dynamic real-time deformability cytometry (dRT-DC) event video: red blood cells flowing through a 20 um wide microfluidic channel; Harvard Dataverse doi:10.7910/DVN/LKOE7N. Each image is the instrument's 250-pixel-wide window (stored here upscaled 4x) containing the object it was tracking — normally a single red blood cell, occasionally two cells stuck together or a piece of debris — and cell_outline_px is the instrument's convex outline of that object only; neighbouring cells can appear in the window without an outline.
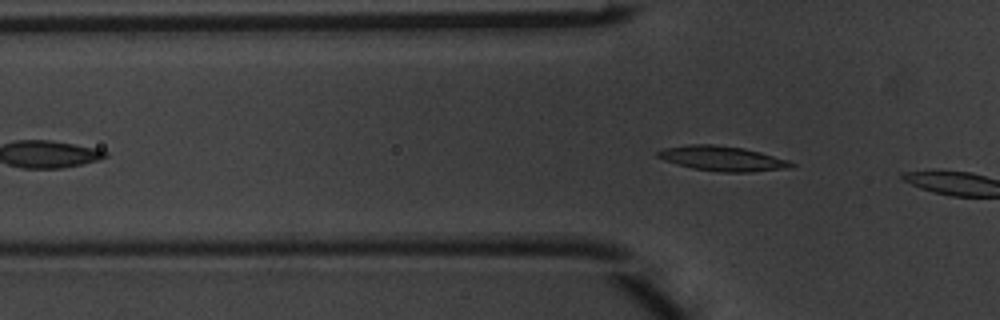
{"species": "common noctule bat (a hibernating species)", "species_latin": "Nyctalus noctula", "temperature_condition": "warm", "stored_images_in_passage": 3, "camera_frame_rate_fps": 3000, "um_per_image_px": 0.085, "animal": {"sex": "male", "body_mass_g": 20.1, "forearm_length_mm": 53.5}, "frame": {"image": 1, "passage_image": 3, "time_ms": 0.667, "image_size_px": [1000, 320], "cell_outline_px": [[796, 164], [792, 168], [748, 172], [724, 172], [692, 168], [664, 160], [656, 156], [656, 152], [664, 148], [688, 144], [712, 144], [744, 148], [760, 152], [788, 160]], "centroid_in_image_um": [61.41, 13.47], "position_along_channel_um": 64.4, "area_um2": 19.31}}